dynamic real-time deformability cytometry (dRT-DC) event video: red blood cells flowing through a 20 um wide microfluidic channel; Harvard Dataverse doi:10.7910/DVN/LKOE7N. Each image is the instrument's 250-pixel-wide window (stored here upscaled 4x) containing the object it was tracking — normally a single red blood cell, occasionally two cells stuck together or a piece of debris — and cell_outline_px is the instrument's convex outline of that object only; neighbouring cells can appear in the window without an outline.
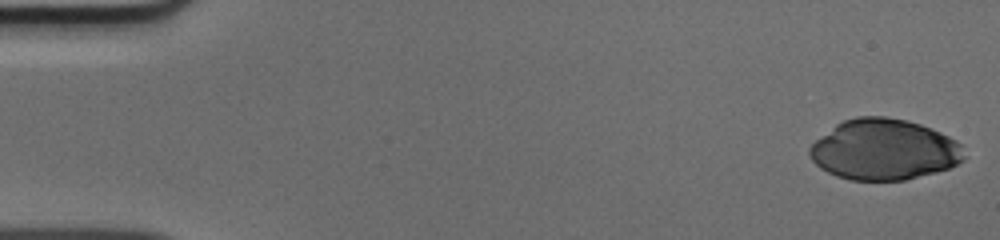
{"species": "human", "species_latin": "Homo sapiens", "temperature_condition": "cold", "stored_images_in_passage": 49, "camera_frame_rate_fps": 3000, "um_per_image_px": 0.085, "donor": {"sex": "male"}, "frame": {"image": 1, "passage_image": 1, "time_ms": 0.0, "image_size_px": [1000, 240], "cell_outline_px": [[964, 160], [948, 168], [936, 172], [904, 180], [848, 180], [836, 176], [820, 168], [812, 160], [808, 152], [808, 148], [816, 140], [836, 124], [844, 120], [856, 116], [884, 116], [908, 120], [920, 124], [940, 132], [956, 140], [960, 144], [964, 156]], "centroid_in_image_um": [75.12, 12.71], "position_along_channel_um": 9.9, "area_um2": 54.68}}
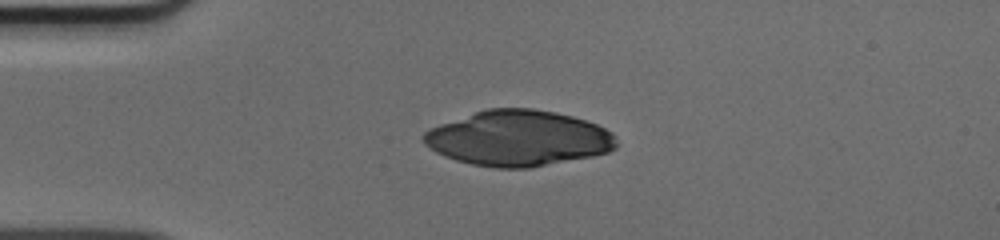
{"frame": {"image": 2, "passage_image": 12, "time_ms": 3.667, "image_size_px": [1000, 240], "cell_outline_px": [[616, 148], [608, 152], [592, 156], [528, 168], [496, 168], [472, 164], [456, 160], [444, 156], [436, 152], [424, 144], [420, 136], [424, 132], [440, 124], [488, 108], [532, 108], [556, 112], [572, 116], [596, 124], [612, 132], [616, 136]], "centroid_in_image_um": [44.05, 11.75], "position_along_channel_um": 40.9, "area_um2": 62.25}}
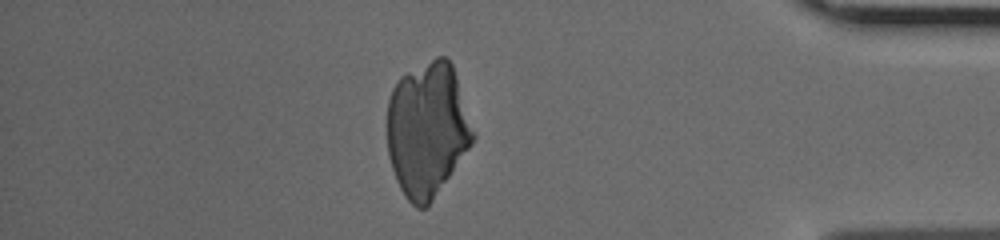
{"frame": {"image": 3, "passage_image": 43, "time_ms": 14.0, "image_size_px": [1000, 240], "cell_outline_px": [[476, 136], [472, 144], [428, 208], [416, 208], [404, 196], [396, 180], [388, 156], [388, 100], [392, 88], [400, 76], [436, 56], [444, 56], [452, 64]], "centroid_in_image_um": [36.32, 11.03], "position_along_channel_um": 398.9, "area_um2": 67.45}}